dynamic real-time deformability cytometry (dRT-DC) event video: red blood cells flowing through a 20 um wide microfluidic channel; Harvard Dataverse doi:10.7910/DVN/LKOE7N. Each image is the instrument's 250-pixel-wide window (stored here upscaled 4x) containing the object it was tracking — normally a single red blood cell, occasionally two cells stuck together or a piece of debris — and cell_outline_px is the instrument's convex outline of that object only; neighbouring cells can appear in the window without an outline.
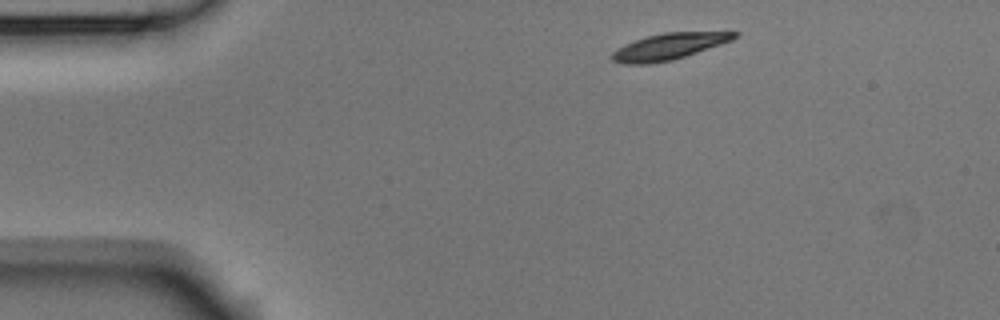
{"species": "Egyptian fruit bat (a non-hibernating species)", "species_latin": "Rousettus aegyptiacus", "temperature_condition": "room temperature", "stored_images_in_passage": 2, "camera_frame_rate_fps": 3000, "um_per_image_px": 0.085, "animal": {"sex": "male"}, "frame": {"image": 1, "passage_image": 1, "time_ms": 0.0, "image_size_px": [1000, 320], "cell_outline_px": [[740, 32], [732, 40], [672, 60], [648, 64], [624, 64], [612, 60], [608, 56], [616, 48], [624, 44], [648, 36], [664, 32]], "centroid_in_image_um": [56.77, 3.96], "position_along_channel_um": 28.2, "area_um2": 18.55}}